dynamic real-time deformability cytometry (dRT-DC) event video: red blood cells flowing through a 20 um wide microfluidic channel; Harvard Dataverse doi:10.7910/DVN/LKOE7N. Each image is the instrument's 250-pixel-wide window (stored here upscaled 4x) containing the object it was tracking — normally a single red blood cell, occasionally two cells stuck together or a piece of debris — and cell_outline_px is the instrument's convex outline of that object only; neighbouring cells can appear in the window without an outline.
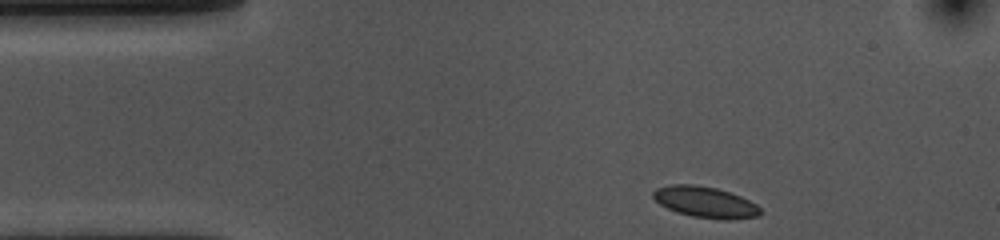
{"species": "common noctule bat (a hibernating species)", "species_latin": "Nyctalus noctula", "temperature_condition": "cold", "stored_images_in_passage": 37, "camera_frame_rate_fps": 3000, "um_per_image_px": 0.085, "animal": {"sex": "female", "body_mass_g": 10.0, "forearm_length_mm": 53.1}, "frame": {"image": 1, "passage_image": 1, "time_ms": 0.0, "image_size_px": [1000, 240], "cell_outline_px": [[760, 216], [728, 220], [720, 220], [692, 216], [676, 212], [660, 204], [652, 196], [652, 192], [656, 188], [672, 184], [692, 184], [716, 188], [740, 196], [756, 204], [760, 208]], "centroid_in_image_um": [59.94, 17.19], "position_along_channel_um": 25.1, "area_um2": 19.36}}
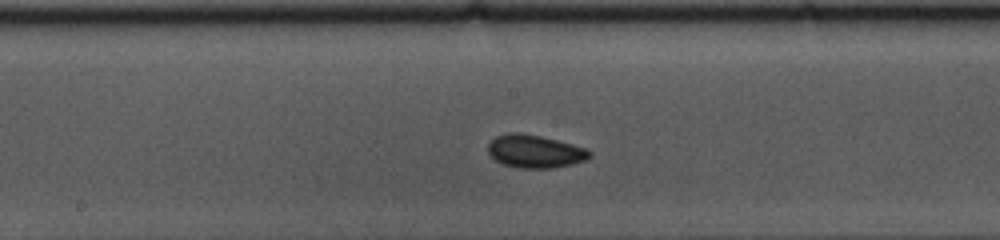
{"frame": {"image": 2, "passage_image": 20, "time_ms": 6.333, "image_size_px": [1000, 240], "cell_outline_px": [[592, 156], [584, 160], [572, 164], [552, 168], [520, 168], [504, 164], [496, 160], [488, 152], [488, 144], [496, 136], [512, 132], [516, 132], [540, 136], [588, 148], [592, 152]], "centroid_in_image_um": [45.49, 12.87], "position_along_channel_um": 202.7, "area_um2": 19.36}}
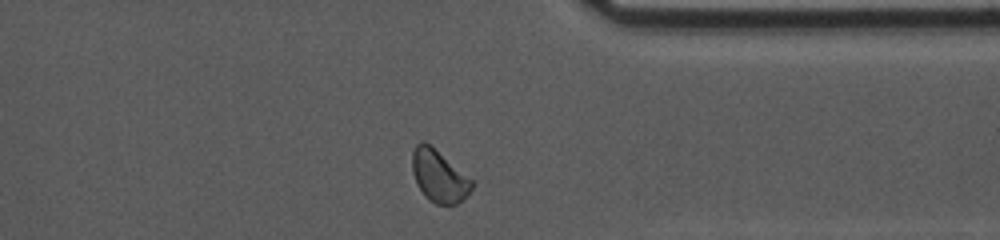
{"frame": {"image": 3, "passage_image": 35, "time_ms": 11.333, "image_size_px": [1000, 240], "cell_outline_px": [[472, 188], [456, 204], [436, 204], [428, 200], [424, 196], [416, 184], [412, 172], [412, 152], [416, 144], [420, 140], [424, 140], [432, 144], [472, 180]], "centroid_in_image_um": [37.25, 14.91], "position_along_channel_um": 374.1, "area_um2": 18.21}, "authors_computed_cell_mechanics": {"area_um2": 18.5538, "velocity_mm_per_s": 3.578, "shape_relaxation_time_tau1_ms": 2.7081, "shape_relaxation_time_tau2_ms": 3.9292, "deformation_change_tau1": 0.0534, "deformation_change_tau2": 0.0536}}